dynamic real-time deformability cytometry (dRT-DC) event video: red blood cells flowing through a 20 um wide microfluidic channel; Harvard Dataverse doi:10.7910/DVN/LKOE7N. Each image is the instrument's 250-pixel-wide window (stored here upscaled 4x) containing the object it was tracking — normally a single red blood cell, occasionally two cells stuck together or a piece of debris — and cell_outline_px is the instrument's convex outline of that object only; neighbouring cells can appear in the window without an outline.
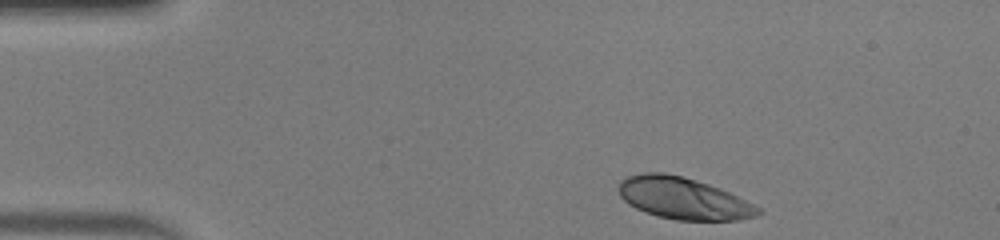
{"species": "human", "species_latin": "Homo sapiens", "temperature_condition": "warm", "stored_images_in_passage": 43, "camera_frame_rate_fps": 3000, "um_per_image_px": 0.085, "donor": {"sex": "male"}, "frame": {"image": 1, "passage_image": 1, "time_ms": 0.0, "image_size_px": [1000, 240], "cell_outline_px": [[764, 212], [756, 216], [740, 220], [676, 220], [656, 216], [636, 208], [628, 204], [620, 196], [620, 180], [628, 176], [644, 172], [664, 172], [684, 176], [720, 188], [760, 208]], "centroid_in_image_um": [58.08, 16.86], "position_along_channel_um": 26.9, "area_um2": 33.87}}
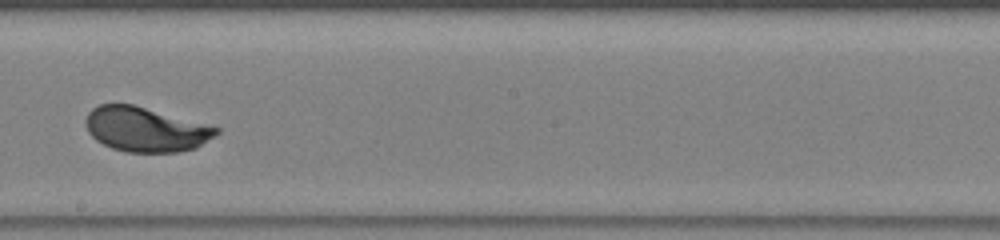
{"frame": {"image": 2, "passage_image": 22, "time_ms": 7.0, "image_size_px": [1000, 240], "cell_outline_px": [[220, 132], [216, 136], [196, 148], [176, 152], [128, 152], [112, 148], [96, 140], [88, 132], [84, 124], [84, 120], [88, 112], [92, 108], [100, 104], [132, 104], [220, 128]], "centroid_in_image_um": [12.35, 11.0], "position_along_channel_um": 235.8, "area_um2": 33.87}}
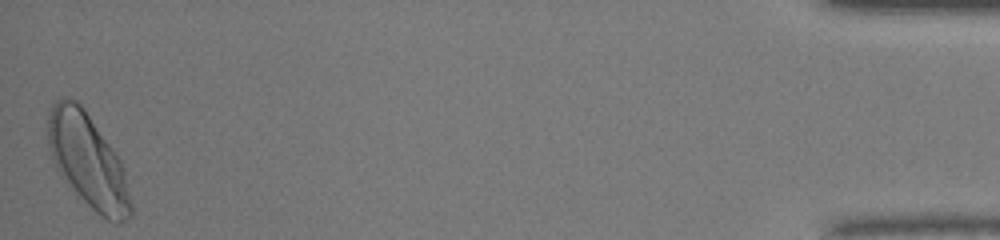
{"frame": {"image": 3, "passage_image": 43, "time_ms": 14.0, "image_size_px": [1000, 240], "cell_outline_px": [[132, 216], [120, 224], [116, 224], [100, 216], [76, 192], [56, 168], [52, 160], [48, 144], [48, 116], [52, 104], [56, 100], [64, 96], [68, 96], [76, 100], [84, 108], [116, 152], [120, 160], [124, 172], [132, 204]], "centroid_in_image_um": [7.48, 13.64], "position_along_channel_um": 427.7, "area_um2": 45.03}, "authors_computed_cell_mechanics": {"area_um2": 35.0268, "velocity_mm_per_s": 4.0519, "shape_relaxation_time_tau1_ms": 2.3577, "shape_relaxation_time_tau2_ms": null, "deformation_change_tau1": 0.1607, "deformation_change_tau2": null}}